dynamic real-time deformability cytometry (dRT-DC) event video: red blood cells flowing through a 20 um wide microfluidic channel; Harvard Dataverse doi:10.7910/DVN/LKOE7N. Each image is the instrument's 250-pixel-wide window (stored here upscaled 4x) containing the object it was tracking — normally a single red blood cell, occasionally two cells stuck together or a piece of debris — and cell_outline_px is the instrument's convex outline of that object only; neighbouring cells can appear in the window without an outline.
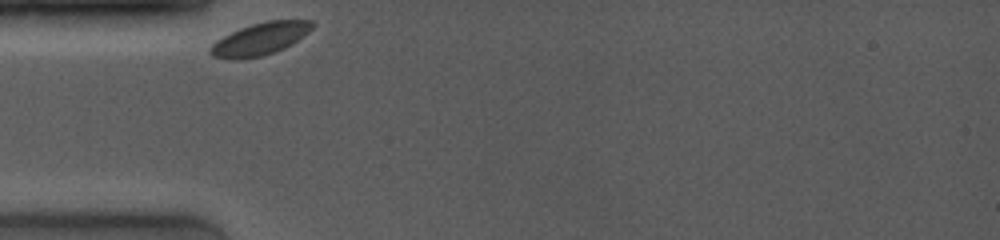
{"species": "common noctule bat (a hibernating species)", "species_latin": "Nyctalus noctula", "temperature_condition": "room temperature", "stored_images_in_passage": 2, "camera_frame_rate_fps": 4000, "um_per_image_px": 0.085, "animal": {"sex": "female", "body_mass_g": 19.0, "forearm_length_mm": 53.3}, "frame": {"image": 1, "passage_image": 1, "time_ms": 0.0, "image_size_px": [1000, 240], "cell_outline_px": [[312, 28], [308, 32], [284, 48], [260, 56], [236, 60], [232, 60], [212, 56], [208, 52], [208, 48], [216, 40], [240, 28], [252, 24], [268, 20], [312, 20]], "centroid_in_image_um": [22.04, 3.31], "position_along_channel_um": 63.0, "area_um2": 18.96}}